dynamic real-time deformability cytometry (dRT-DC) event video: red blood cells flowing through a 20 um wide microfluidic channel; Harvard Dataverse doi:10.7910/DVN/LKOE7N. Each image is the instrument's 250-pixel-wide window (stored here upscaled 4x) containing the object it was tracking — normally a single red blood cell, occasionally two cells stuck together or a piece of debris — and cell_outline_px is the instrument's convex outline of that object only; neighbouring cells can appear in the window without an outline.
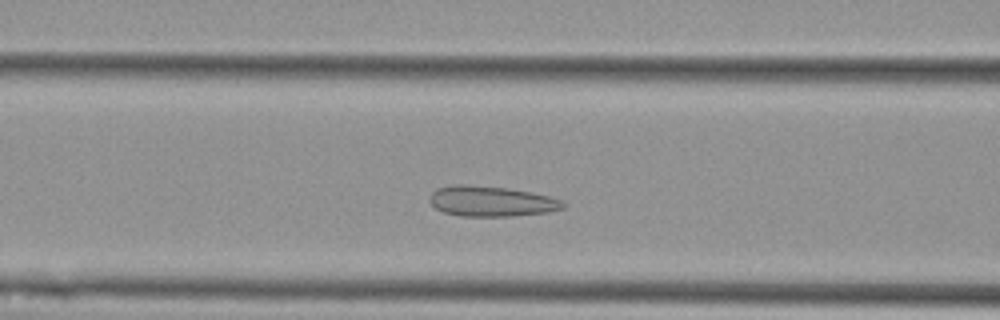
{"species": "Egyptian fruit bat (a non-hibernating species)", "species_latin": "Rousettus aegyptiacus", "temperature_condition": "cold", "stored_images_in_passage": 47, "camera_frame_rate_fps": 3000, "um_per_image_px": 0.085, "animal": {"sex": "female"}, "frame": {"image": 1, "passage_image": 13, "time_ms": 4.0, "image_size_px": [1000, 320], "cell_outline_px": [[568, 204], [564, 208], [548, 212], [512, 216], [460, 216], [444, 212], [436, 208], [428, 200], [428, 196], [436, 188], [456, 184], [468, 184], [508, 188], [532, 192], [548, 196], [560, 200]], "centroid_in_image_um": [41.74, 17.1], "position_along_channel_um": 124.9, "area_um2": 23.81}}
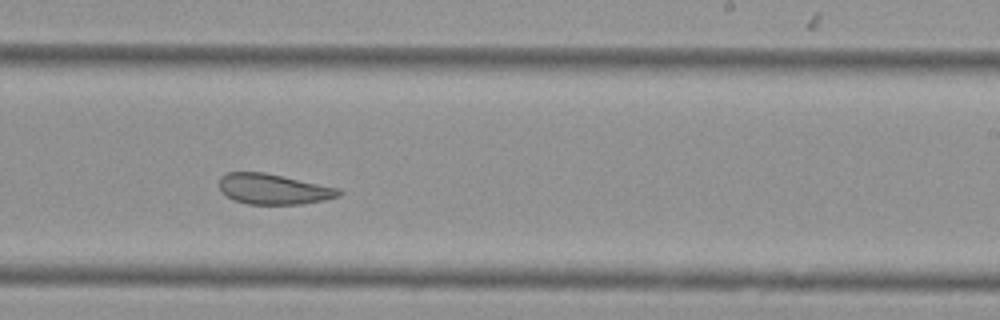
{"frame": {"image": 2, "passage_image": 25, "time_ms": 8.0, "image_size_px": [1000, 320], "cell_outline_px": [[340, 196], [324, 200], [304, 204], [248, 204], [232, 200], [220, 192], [220, 176], [228, 172], [264, 172], [340, 188]], "centroid_in_image_um": [23.22, 16.08], "position_along_channel_um": 265.8, "area_um2": 21.33}}
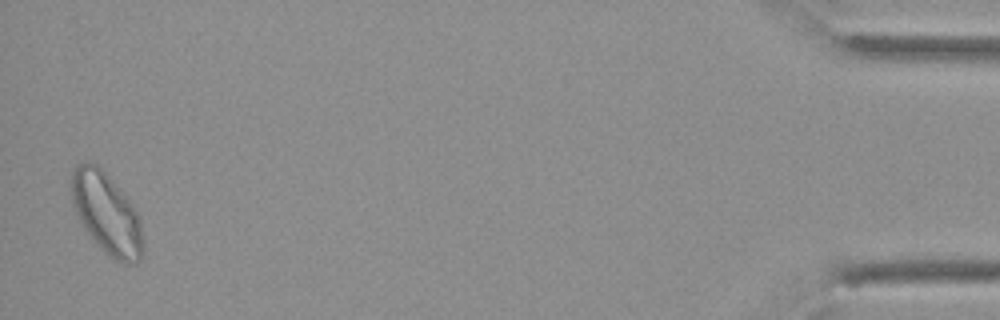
{"frame": {"image": 3, "passage_image": 46, "time_ms": 15.0, "image_size_px": [1000, 320], "cell_outline_px": [[144, 256], [140, 260], [132, 264], [124, 264], [116, 260], [100, 248], [84, 228], [72, 204], [72, 172], [76, 164], [84, 160], [88, 160], [96, 164], [108, 176], [136, 208], [140, 220], [144, 240]], "centroid_in_image_um": [9.09, 18.16], "position_along_channel_um": 426.1, "area_um2": 33.99}}